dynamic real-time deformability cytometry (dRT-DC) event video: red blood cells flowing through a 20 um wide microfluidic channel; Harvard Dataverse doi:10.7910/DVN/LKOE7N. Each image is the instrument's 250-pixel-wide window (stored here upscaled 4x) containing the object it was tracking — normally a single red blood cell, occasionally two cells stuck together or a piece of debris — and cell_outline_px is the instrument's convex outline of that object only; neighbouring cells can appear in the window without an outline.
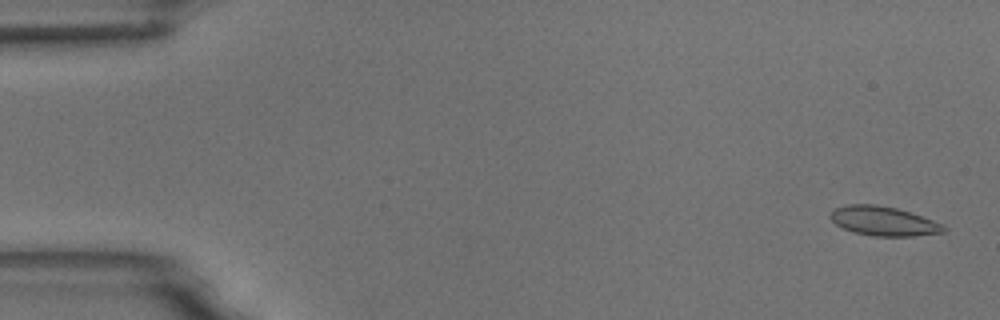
{"species": "common noctule bat (a hibernating species)", "species_latin": "Nyctalus noctula", "temperature_condition": "room temperature", "stored_images_in_passage": 15, "camera_frame_rate_fps": 3000, "um_per_image_px": 0.085, "animal": {"sex": "male", "body_mass_g": 18.8}, "frame": {"image": 1, "passage_image": 1, "time_ms": 0.0, "image_size_px": [1000, 320], "cell_outline_px": [[948, 228], [944, 232], [912, 236], [872, 236], [856, 232], [844, 228], [836, 224], [828, 216], [836, 208], [848, 204], [876, 204], [896, 208], [944, 224]], "centroid_in_image_um": [75.11, 18.79], "position_along_channel_um": 9.9, "area_um2": 19.13}}
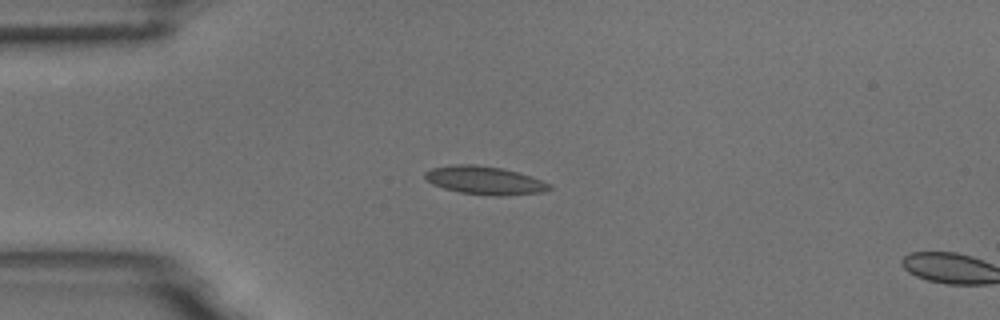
{"frame": {"image": 2, "passage_image": 13, "time_ms": 4.0, "image_size_px": [1000, 320], "cell_outline_px": [[552, 188], [544, 192], [500, 196], [496, 196], [460, 192], [444, 188], [432, 184], [424, 176], [424, 172], [432, 168], [452, 164], [472, 164], [500, 168], [532, 176], [552, 184]], "centroid_in_image_um": [41.22, 15.33], "position_along_channel_um": 43.8, "area_um2": 20.4}}